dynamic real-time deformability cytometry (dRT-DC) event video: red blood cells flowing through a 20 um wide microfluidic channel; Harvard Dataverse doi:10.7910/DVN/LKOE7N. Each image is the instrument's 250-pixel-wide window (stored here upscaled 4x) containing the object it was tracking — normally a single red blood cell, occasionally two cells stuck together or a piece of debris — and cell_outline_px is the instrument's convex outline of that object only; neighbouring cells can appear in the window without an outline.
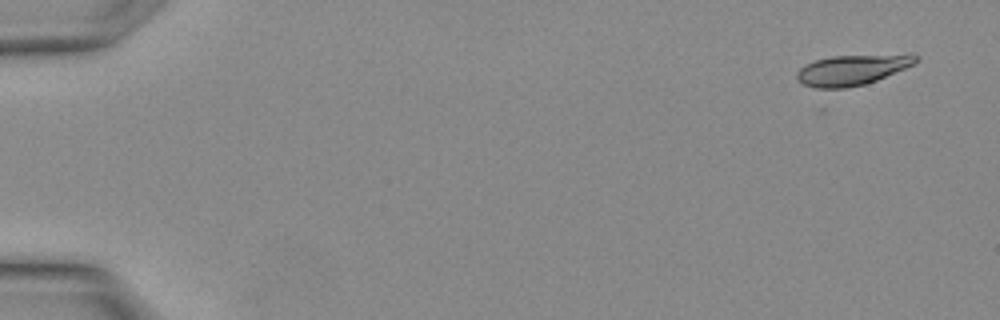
{"species": "Egyptian fruit bat (a non-hibernating species)", "species_latin": "Rousettus aegyptiacus", "temperature_condition": "warm", "stored_images_in_passage": 12, "camera_frame_rate_fps": 3000, "um_per_image_px": 0.085, "animal": {"sex": "female"}, "frame": {"image": 1, "passage_image": 2, "time_ms": 0.333, "image_size_px": [1000, 320], "cell_outline_px": [[920, 60], [916, 64], [876, 80], [864, 84], [824, 92], [804, 84], [796, 80], [796, 72], [804, 64], [816, 60], [832, 56], [912, 52], [920, 56]], "centroid_in_image_um": [72.49, 5.92], "position_along_channel_um": 12.5, "area_um2": 22.25}}
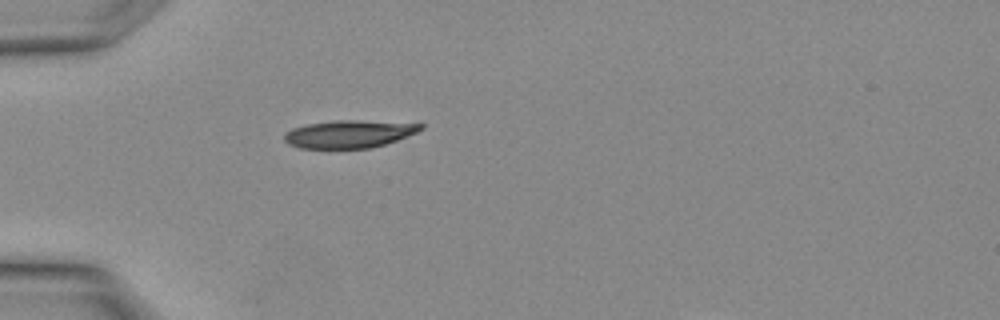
{"frame": {"image": 2, "passage_image": 10, "time_ms": 3.0, "image_size_px": [1000, 320], "cell_outline_px": [[424, 128], [416, 132], [396, 140], [372, 148], [300, 148], [288, 144], [284, 140], [284, 132], [292, 128], [308, 124], [336, 120], [356, 120], [424, 124]], "centroid_in_image_um": [29.63, 11.39], "position_along_channel_um": 55.4, "area_um2": 21.85}}